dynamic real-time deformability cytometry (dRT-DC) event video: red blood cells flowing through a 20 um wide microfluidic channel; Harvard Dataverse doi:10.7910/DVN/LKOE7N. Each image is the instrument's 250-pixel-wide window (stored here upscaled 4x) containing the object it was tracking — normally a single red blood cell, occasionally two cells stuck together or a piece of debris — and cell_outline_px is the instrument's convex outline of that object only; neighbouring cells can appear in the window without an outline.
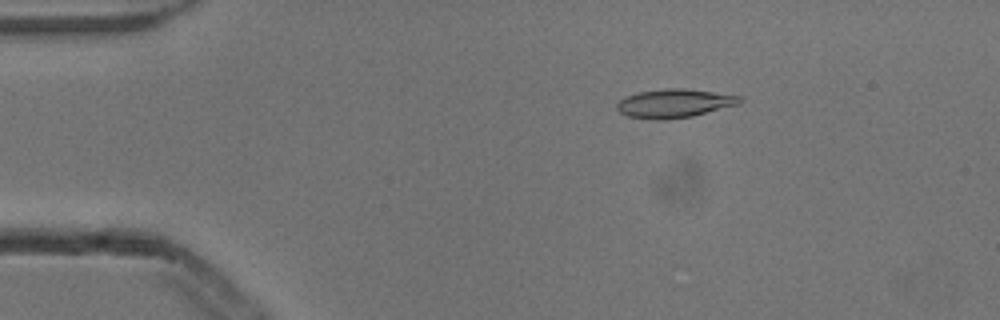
{"species": "common noctule bat (a hibernating species)", "species_latin": "Nyctalus noctula", "temperature_condition": "cold", "stored_images_in_passage": 5, "camera_frame_rate_fps": 3000, "um_per_image_px": 0.085, "animal": {"sex": "male", "body_mass_g": 13.3}, "frame": {"image": 1, "passage_image": 3, "time_ms": 0.667, "image_size_px": [1000, 320], "cell_outline_px": [[744, 100], [740, 104], [692, 116], [664, 120], [652, 120], [628, 116], [620, 112], [616, 108], [616, 104], [624, 96], [640, 92], [668, 88], [684, 88], [740, 96]], "centroid_in_image_um": [57.31, 8.79], "position_along_channel_um": 27.7, "area_um2": 20.52}}